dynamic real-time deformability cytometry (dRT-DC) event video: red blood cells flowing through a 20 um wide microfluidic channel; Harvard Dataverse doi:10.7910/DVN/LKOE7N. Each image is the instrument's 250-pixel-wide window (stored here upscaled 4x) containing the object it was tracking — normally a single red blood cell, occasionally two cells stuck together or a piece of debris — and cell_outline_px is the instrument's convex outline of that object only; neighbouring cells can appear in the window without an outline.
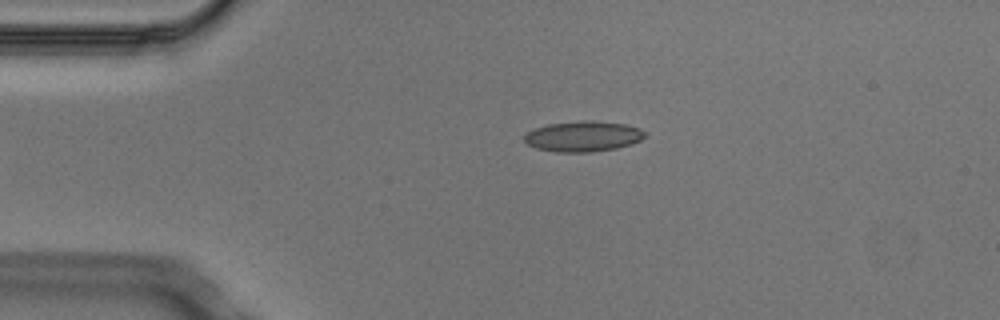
{"species": "Egyptian fruit bat (a non-hibernating species)", "species_latin": "Rousettus aegyptiacus", "temperature_condition": "cold", "stored_images_in_passage": 5, "camera_frame_rate_fps": 3000, "um_per_image_px": 0.085, "animal": {"sex": "male"}, "frame": {"image": 1, "passage_image": 5, "time_ms": 1.333, "image_size_px": [1000, 320], "cell_outline_px": [[648, 132], [640, 140], [632, 144], [616, 148], [592, 152], [556, 152], [536, 148], [528, 144], [524, 140], [524, 136], [528, 132], [536, 128], [548, 124], [580, 120], [592, 120], [624, 124], [640, 128]], "centroid_in_image_um": [49.59, 11.58], "position_along_channel_um": 35.4, "area_um2": 21.5}}